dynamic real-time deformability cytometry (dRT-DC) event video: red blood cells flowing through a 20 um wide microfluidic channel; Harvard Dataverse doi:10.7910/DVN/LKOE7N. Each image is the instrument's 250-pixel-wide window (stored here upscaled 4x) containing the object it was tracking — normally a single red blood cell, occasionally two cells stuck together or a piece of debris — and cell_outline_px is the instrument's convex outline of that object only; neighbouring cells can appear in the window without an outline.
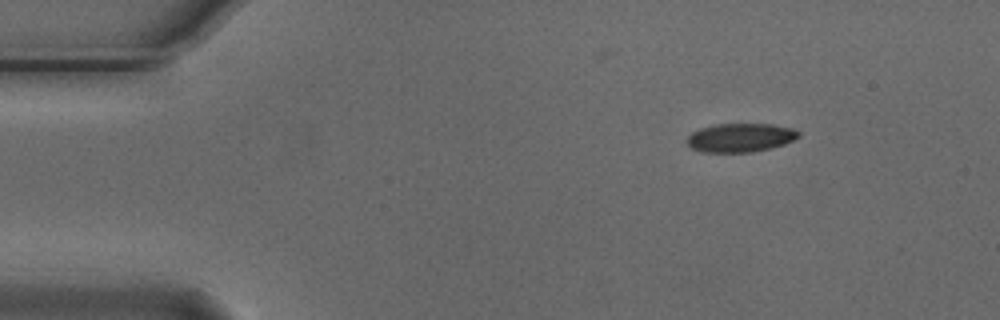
{"species": "Egyptian fruit bat (a non-hibernating species)", "species_latin": "Rousettus aegyptiacus", "temperature_condition": "cold", "stored_images_in_passage": 3, "camera_frame_rate_fps": 3000, "um_per_image_px": 0.085, "animal": {"sex": "male"}, "frame": {"image": 1, "passage_image": 1, "time_ms": 0.0, "image_size_px": [1000, 320], "cell_outline_px": [[800, 136], [784, 144], [772, 148], [752, 152], [704, 152], [692, 148], [688, 144], [688, 136], [692, 132], [700, 128], [712, 124], [772, 124], [792, 128], [800, 132]], "centroid_in_image_um": [62.94, 11.69], "position_along_channel_um": 22.1, "area_um2": 18.67}}